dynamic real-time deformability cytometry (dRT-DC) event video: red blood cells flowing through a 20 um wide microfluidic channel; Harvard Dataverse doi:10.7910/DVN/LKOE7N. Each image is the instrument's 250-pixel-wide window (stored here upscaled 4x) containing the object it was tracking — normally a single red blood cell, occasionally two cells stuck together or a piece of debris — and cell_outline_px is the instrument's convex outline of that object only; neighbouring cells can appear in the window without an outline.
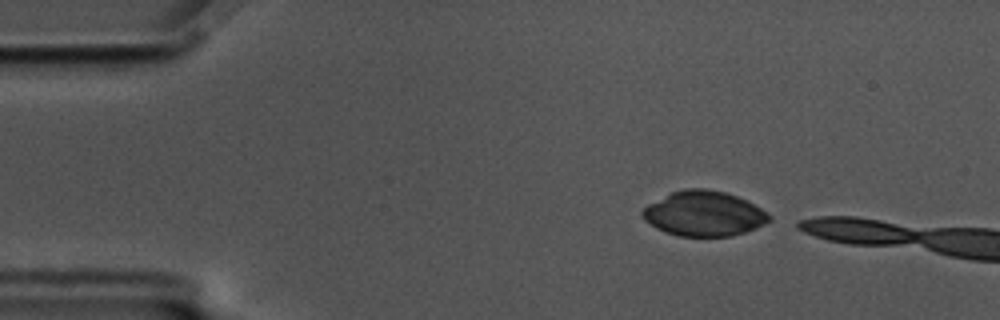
{"species": "common noctule bat (a hibernating species)", "species_latin": "Nyctalus noctula", "temperature_condition": "cold", "stored_images_in_passage": 9, "camera_frame_rate_fps": 3000, "um_per_image_px": 0.085, "animal": {"sex": "male", "body_mass_g": 17.5, "forearm_length_mm": 52.3}, "frame": {"image": 1, "passage_image": 2, "time_ms": 0.333, "image_size_px": [1000, 320], "cell_outline_px": [[772, 220], [756, 228], [732, 236], [680, 236], [656, 228], [644, 220], [640, 212], [648, 204], [672, 192], [684, 188], [708, 188], [724, 192], [748, 200], [768, 212], [772, 216]], "centroid_in_image_um": [59.86, 18.15], "position_along_channel_um": 25.1, "area_um2": 33.35}}